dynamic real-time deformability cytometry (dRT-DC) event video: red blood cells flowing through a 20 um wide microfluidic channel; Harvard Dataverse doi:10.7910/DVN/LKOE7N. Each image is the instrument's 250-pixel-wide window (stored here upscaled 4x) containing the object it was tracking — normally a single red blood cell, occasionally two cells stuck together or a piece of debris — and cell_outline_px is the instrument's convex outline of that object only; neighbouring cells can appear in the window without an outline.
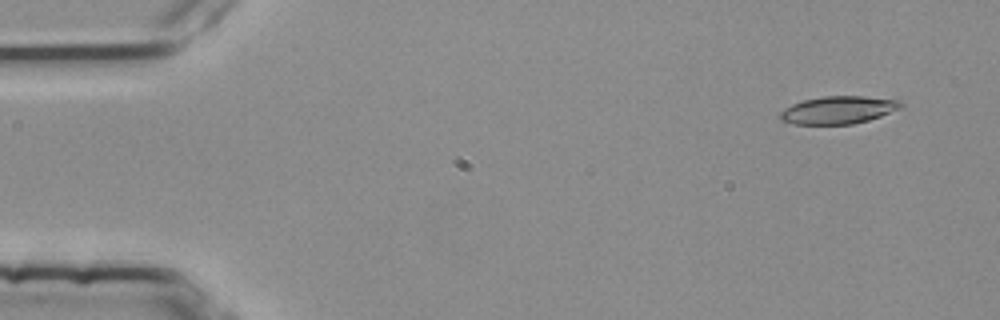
{"species": "common noctule bat (a hibernating species)", "species_latin": "Nyctalus noctula", "temperature_condition": "room temperature", "stored_images_in_passage": 25, "camera_frame_rate_fps": 3000, "um_per_image_px": 0.085, "animal": {"sex": "female", "body_mass_g": 25.1}, "frame": {"image": 1, "passage_image": 1, "time_ms": 0.0, "image_size_px": [1000, 320], "cell_outline_px": [[904, 108], [868, 120], [852, 124], [792, 124], [780, 120], [780, 112], [784, 108], [792, 104], [804, 100], [824, 96], [864, 96], [900, 100], [904, 104]], "centroid_in_image_um": [71.29, 9.34], "position_along_channel_um": 13.7, "area_um2": 19.59}}